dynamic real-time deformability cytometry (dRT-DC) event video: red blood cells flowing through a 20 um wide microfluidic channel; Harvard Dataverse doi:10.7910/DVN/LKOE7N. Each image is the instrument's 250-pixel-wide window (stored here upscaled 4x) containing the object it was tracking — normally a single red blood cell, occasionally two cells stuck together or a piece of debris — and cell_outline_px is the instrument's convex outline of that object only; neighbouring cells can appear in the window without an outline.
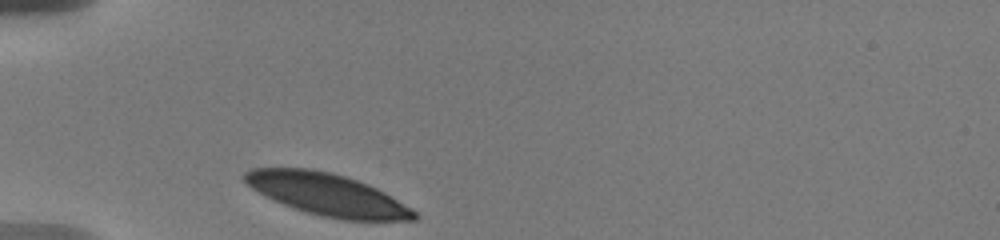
{"species": "human", "species_latin": "Homo sapiens", "temperature_condition": "warm", "stored_images_in_passage": 33, "camera_frame_rate_fps": 3000, "um_per_image_px": 0.085, "donor": {"sex": "male"}, "frame": {"image": 1, "passage_image": 1, "time_ms": 0.0, "image_size_px": [1000, 240], "cell_outline_px": [[420, 216], [416, 220], [344, 220], [320, 216], [304, 212], [284, 204], [252, 188], [240, 176], [244, 172], [252, 168], [312, 168], [332, 172], [368, 184], [384, 192], [412, 208]], "centroid_in_image_um": [27.84, 16.53], "position_along_channel_um": 57.2, "area_um2": 41.44}}
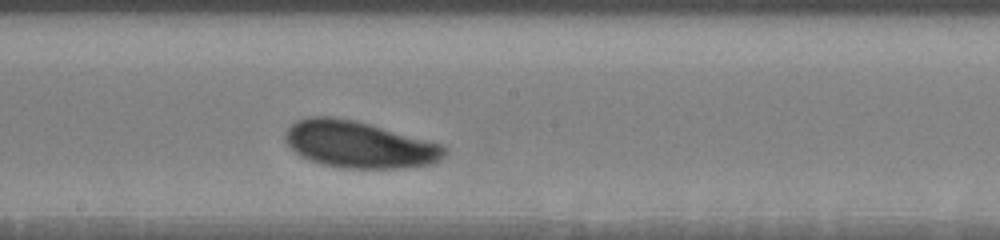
{"frame": {"image": 2, "passage_image": 16, "time_ms": 5.0, "image_size_px": [1000, 240], "cell_outline_px": [[448, 152], [440, 160], [432, 164], [404, 168], [340, 168], [320, 164], [308, 160], [300, 156], [284, 140], [284, 136], [288, 128], [296, 120], [308, 116], [332, 116], [352, 120], [368, 124], [440, 144]], "centroid_in_image_um": [30.47, 12.3], "position_along_channel_um": 217.7, "area_um2": 43.18}}
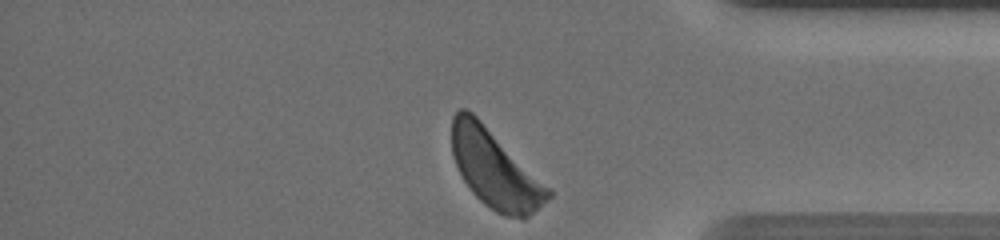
{"frame": {"image": 3, "passage_image": 33, "time_ms": 10.333, "image_size_px": [1000, 240], "cell_outline_px": [[552, 196], [524, 220], [504, 216], [496, 212], [484, 204], [472, 192], [464, 180], [456, 164], [452, 152], [452, 116], [460, 108], [464, 108], [472, 112], [552, 192]], "centroid_in_image_um": [42.04, 14.4], "position_along_channel_um": 393.2, "area_um2": 42.6}, "authors_computed_cell_mechanics": {"area_um2": 42.772, "velocity_mm_per_s": 3.5077, "shape_relaxation_time_tau1_ms": 1.0568, "shape_relaxation_time_tau2_ms": null, "deformation_change_tau1": 0.0686, "deformation_change_tau2": null}}